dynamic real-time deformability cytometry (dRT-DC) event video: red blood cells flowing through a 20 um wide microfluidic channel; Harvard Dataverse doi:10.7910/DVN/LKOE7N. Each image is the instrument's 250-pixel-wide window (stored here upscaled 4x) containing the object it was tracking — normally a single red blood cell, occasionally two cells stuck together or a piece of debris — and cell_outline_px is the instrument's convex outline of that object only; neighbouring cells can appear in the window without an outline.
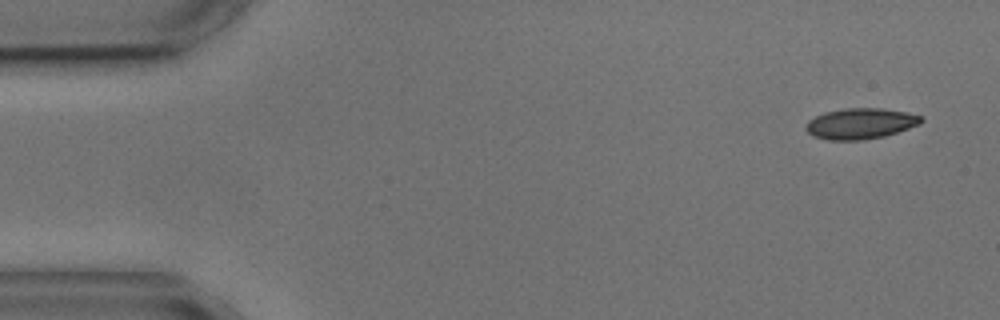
{"species": "common noctule bat (a hibernating species)", "species_latin": "Nyctalus noctula", "temperature_condition": "cold", "stored_images_in_passage": 5, "camera_frame_rate_fps": 3000, "um_per_image_px": 0.085, "animal": {"sex": "male", "body_mass_g": 17.9, "forearm_length_mm": 54.2}, "frame": {"image": 1, "passage_image": 1, "time_ms": 0.0, "image_size_px": [1000, 320], "cell_outline_px": [[924, 120], [920, 124], [884, 136], [860, 140], [828, 140], [812, 136], [804, 128], [808, 120], [824, 112], [844, 108], [880, 108], [908, 112], [924, 116]], "centroid_in_image_um": [73.14, 10.49], "position_along_channel_um": 11.9, "area_um2": 20.81}}
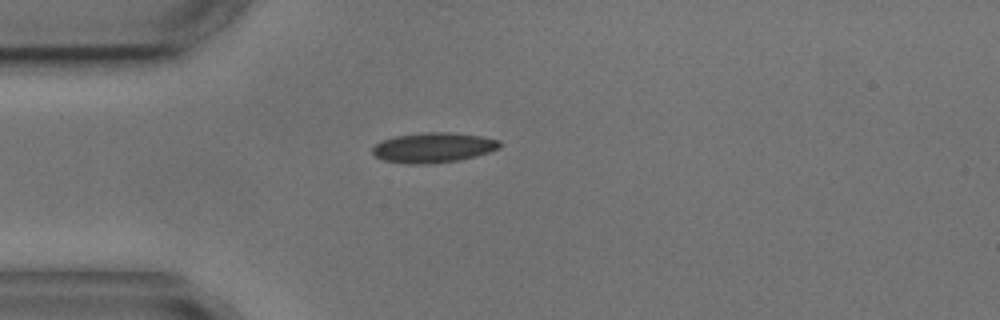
{"frame": {"image": 2, "passage_image": 4, "time_ms": 3.667, "image_size_px": [1000, 320], "cell_outline_px": [[500, 148], [476, 156], [460, 160], [428, 164], [408, 164], [384, 160], [376, 156], [372, 152], [372, 148], [380, 140], [396, 136], [428, 132], [448, 132], [484, 136], [500, 140]], "centroid_in_image_um": [36.85, 12.54], "position_along_channel_um": 48.2, "area_um2": 22.31}}